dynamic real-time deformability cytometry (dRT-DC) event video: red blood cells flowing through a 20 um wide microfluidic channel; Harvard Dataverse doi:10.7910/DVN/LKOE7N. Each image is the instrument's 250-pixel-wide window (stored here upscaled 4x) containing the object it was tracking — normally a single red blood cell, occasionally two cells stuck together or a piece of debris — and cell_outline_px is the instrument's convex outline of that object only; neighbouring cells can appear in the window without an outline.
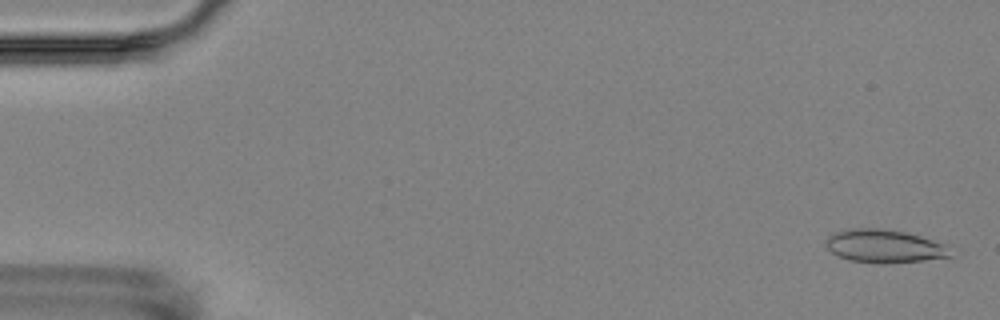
{"species": "Egyptian fruit bat (a non-hibernating species)", "species_latin": "Rousettus aegyptiacus", "temperature_condition": "room temperature", "stored_images_in_passage": 4, "camera_frame_rate_fps": 3000, "um_per_image_px": 0.085, "animal": {"sex": "female"}, "frame": {"image": 1, "passage_image": 1, "time_ms": 0.0, "image_size_px": [1000, 320], "cell_outline_px": [[960, 252], [956, 256], [924, 260], [884, 264], [876, 264], [848, 260], [832, 252], [824, 244], [828, 236], [836, 232], [856, 228], [876, 228], [908, 232], [944, 244]], "centroid_in_image_um": [75.27, 20.94], "position_along_channel_um": 9.7, "area_um2": 24.51}}